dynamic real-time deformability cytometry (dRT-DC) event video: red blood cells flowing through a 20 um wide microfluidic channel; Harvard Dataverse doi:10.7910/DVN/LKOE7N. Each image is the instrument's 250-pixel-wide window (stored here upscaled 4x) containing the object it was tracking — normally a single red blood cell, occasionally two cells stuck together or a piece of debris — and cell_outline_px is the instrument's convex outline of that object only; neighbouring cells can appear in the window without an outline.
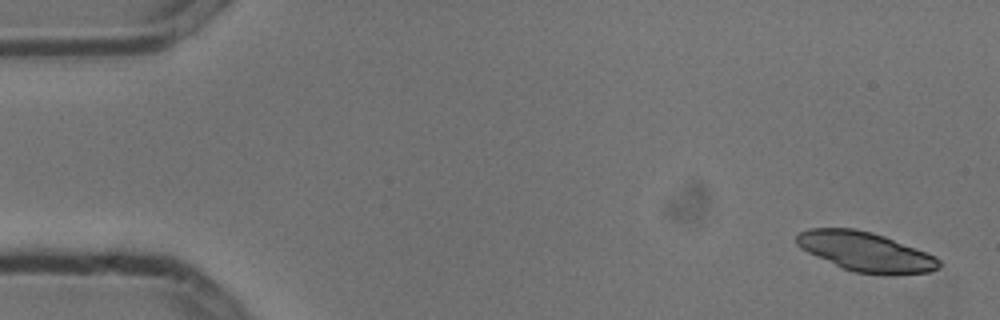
{"species": "common noctule bat (a hibernating species)", "species_latin": "Nyctalus noctula", "temperature_condition": "cold", "stored_images_in_passage": 6, "camera_frame_rate_fps": 3000, "um_per_image_px": 0.085, "animal": {"sex": "male", "body_mass_g": 13.3}, "frame": {"image": 1, "passage_image": 1, "time_ms": 0.0, "image_size_px": [1000, 320], "cell_outline_px": [[940, 264], [936, 268], [928, 272], [896, 276], [852, 272], [816, 256], [800, 248], [796, 244], [796, 236], [800, 232], [808, 228], [856, 228], [872, 232], [884, 236], [916, 248], [936, 256], [940, 260]], "centroid_in_image_um": [73.58, 21.4], "position_along_channel_um": 11.4, "area_um2": 32.83}}